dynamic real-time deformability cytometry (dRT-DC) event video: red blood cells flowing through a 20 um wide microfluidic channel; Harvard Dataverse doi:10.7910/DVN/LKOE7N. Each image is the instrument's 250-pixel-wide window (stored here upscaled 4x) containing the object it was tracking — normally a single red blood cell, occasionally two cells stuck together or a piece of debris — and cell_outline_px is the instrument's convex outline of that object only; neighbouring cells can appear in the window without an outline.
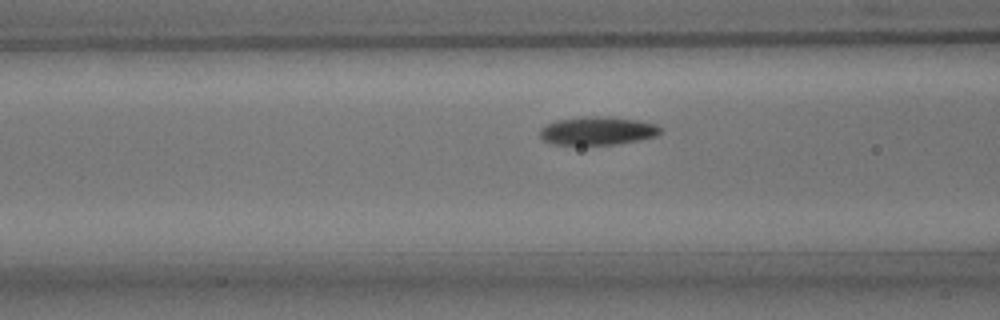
{"species": "common noctule bat (a hibernating species)", "species_latin": "Nyctalus noctula", "temperature_condition": "room temperature", "stored_images_in_passage": 37, "camera_frame_rate_fps": 3000, "um_per_image_px": 0.085, "animal": {"sex": "male", "body_mass_g": 15.6}, "frame": {"image": 1, "passage_image": 14, "time_ms": 4.333, "image_size_px": [1000, 320], "cell_outline_px": [[660, 132], [656, 136], [640, 140], [616, 144], [552, 144], [544, 140], [540, 136], [540, 128], [556, 120], [584, 116], [612, 116], [636, 120], [656, 124], [660, 128]], "centroid_in_image_um": [50.79, 11.1], "position_along_channel_um": 115.8, "area_um2": 19.83}}
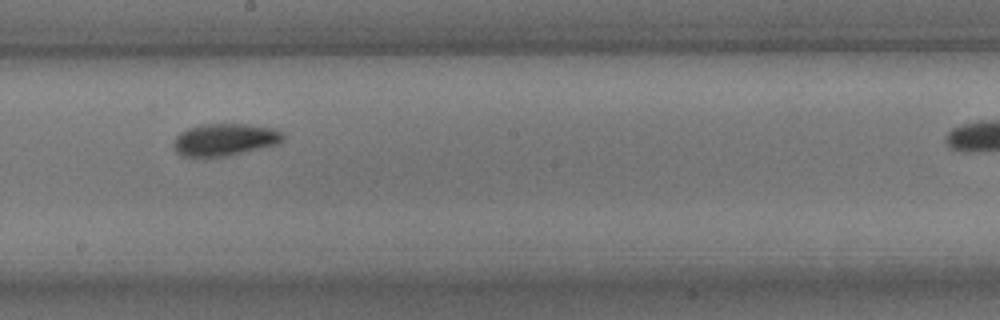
{"frame": {"image": 2, "passage_image": 23, "time_ms": 7.333, "image_size_px": [1000, 320], "cell_outline_px": [[284, 140], [276, 144], [228, 156], [180, 156], [176, 152], [172, 144], [172, 140], [180, 132], [188, 128], [200, 124], [248, 124], [272, 128], [280, 132], [284, 136]], "centroid_in_image_um": [19.05, 11.86], "position_along_channel_um": 229.2, "area_um2": 20.52}}
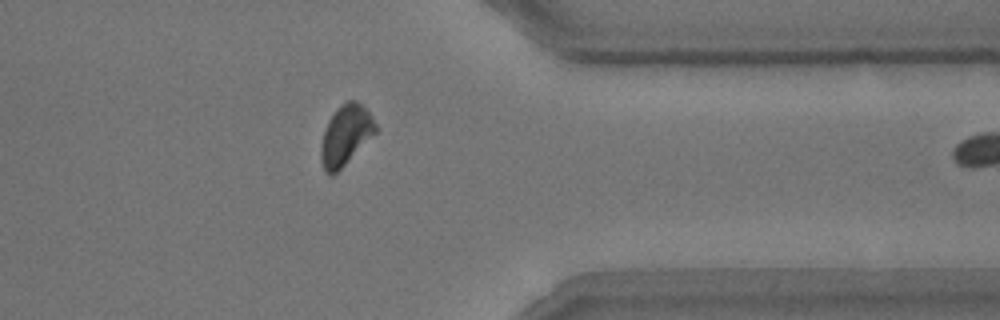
{"frame": {"image": 3, "passage_image": 36, "time_ms": 11.667, "image_size_px": [1000, 320], "cell_outline_px": [[376, 132], [332, 176], [324, 172], [320, 160], [320, 148], [324, 132], [328, 120], [336, 108], [348, 100], [356, 100], [372, 116], [376, 124]], "centroid_in_image_um": [29.34, 11.48], "position_along_channel_um": 382.1, "area_um2": 18.79}}